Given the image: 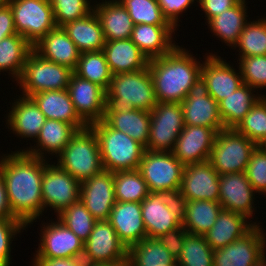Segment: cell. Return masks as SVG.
<instances>
[{"instance_id": "1", "label": "cell", "mask_w": 266, "mask_h": 266, "mask_svg": "<svg viewBox=\"0 0 266 266\" xmlns=\"http://www.w3.org/2000/svg\"><path fill=\"white\" fill-rule=\"evenodd\" d=\"M45 160L21 150L4 154L0 159L12 213L27 227L43 214L41 185Z\"/></svg>"}, {"instance_id": "2", "label": "cell", "mask_w": 266, "mask_h": 266, "mask_svg": "<svg viewBox=\"0 0 266 266\" xmlns=\"http://www.w3.org/2000/svg\"><path fill=\"white\" fill-rule=\"evenodd\" d=\"M196 59L187 49L176 45L166 55L149 60L157 102L181 103L187 97L201 76L203 64Z\"/></svg>"}, {"instance_id": "3", "label": "cell", "mask_w": 266, "mask_h": 266, "mask_svg": "<svg viewBox=\"0 0 266 266\" xmlns=\"http://www.w3.org/2000/svg\"><path fill=\"white\" fill-rule=\"evenodd\" d=\"M157 104L148 66L145 69L112 76L106 90L105 113H120L131 109L151 112Z\"/></svg>"}, {"instance_id": "4", "label": "cell", "mask_w": 266, "mask_h": 266, "mask_svg": "<svg viewBox=\"0 0 266 266\" xmlns=\"http://www.w3.org/2000/svg\"><path fill=\"white\" fill-rule=\"evenodd\" d=\"M97 135L103 169L137 170L145 147L127 134L114 130L104 120L90 125Z\"/></svg>"}, {"instance_id": "5", "label": "cell", "mask_w": 266, "mask_h": 266, "mask_svg": "<svg viewBox=\"0 0 266 266\" xmlns=\"http://www.w3.org/2000/svg\"><path fill=\"white\" fill-rule=\"evenodd\" d=\"M56 157L57 165L80 183L104 170L98 138L90 126L78 130Z\"/></svg>"}, {"instance_id": "6", "label": "cell", "mask_w": 266, "mask_h": 266, "mask_svg": "<svg viewBox=\"0 0 266 266\" xmlns=\"http://www.w3.org/2000/svg\"><path fill=\"white\" fill-rule=\"evenodd\" d=\"M73 73L72 69L43 58L33 49L16 83L22 95L30 97L38 92L68 89Z\"/></svg>"}, {"instance_id": "7", "label": "cell", "mask_w": 266, "mask_h": 266, "mask_svg": "<svg viewBox=\"0 0 266 266\" xmlns=\"http://www.w3.org/2000/svg\"><path fill=\"white\" fill-rule=\"evenodd\" d=\"M256 147L235 128H224L216 134L208 161L219 175L245 172Z\"/></svg>"}, {"instance_id": "8", "label": "cell", "mask_w": 266, "mask_h": 266, "mask_svg": "<svg viewBox=\"0 0 266 266\" xmlns=\"http://www.w3.org/2000/svg\"><path fill=\"white\" fill-rule=\"evenodd\" d=\"M8 4L17 34L32 46L57 27L50 0H9Z\"/></svg>"}, {"instance_id": "9", "label": "cell", "mask_w": 266, "mask_h": 266, "mask_svg": "<svg viewBox=\"0 0 266 266\" xmlns=\"http://www.w3.org/2000/svg\"><path fill=\"white\" fill-rule=\"evenodd\" d=\"M149 140L145 150L172 152L185 127L181 103L157 102L150 112Z\"/></svg>"}, {"instance_id": "10", "label": "cell", "mask_w": 266, "mask_h": 266, "mask_svg": "<svg viewBox=\"0 0 266 266\" xmlns=\"http://www.w3.org/2000/svg\"><path fill=\"white\" fill-rule=\"evenodd\" d=\"M151 193L180 189L184 165L172 152L144 151L137 169Z\"/></svg>"}, {"instance_id": "11", "label": "cell", "mask_w": 266, "mask_h": 266, "mask_svg": "<svg viewBox=\"0 0 266 266\" xmlns=\"http://www.w3.org/2000/svg\"><path fill=\"white\" fill-rule=\"evenodd\" d=\"M42 178L43 211L50 207L59 215L68 206L80 200L81 183L57 164H48Z\"/></svg>"}, {"instance_id": "12", "label": "cell", "mask_w": 266, "mask_h": 266, "mask_svg": "<svg viewBox=\"0 0 266 266\" xmlns=\"http://www.w3.org/2000/svg\"><path fill=\"white\" fill-rule=\"evenodd\" d=\"M185 125L205 126L217 132L224 129L219 105L209 95L206 82L200 76L190 88L187 97L181 102Z\"/></svg>"}, {"instance_id": "13", "label": "cell", "mask_w": 266, "mask_h": 266, "mask_svg": "<svg viewBox=\"0 0 266 266\" xmlns=\"http://www.w3.org/2000/svg\"><path fill=\"white\" fill-rule=\"evenodd\" d=\"M127 247L108 220L96 221L84 242L82 258L88 263H127Z\"/></svg>"}, {"instance_id": "14", "label": "cell", "mask_w": 266, "mask_h": 266, "mask_svg": "<svg viewBox=\"0 0 266 266\" xmlns=\"http://www.w3.org/2000/svg\"><path fill=\"white\" fill-rule=\"evenodd\" d=\"M260 223L247 234L213 253V266H252L265 253L266 238Z\"/></svg>"}, {"instance_id": "15", "label": "cell", "mask_w": 266, "mask_h": 266, "mask_svg": "<svg viewBox=\"0 0 266 266\" xmlns=\"http://www.w3.org/2000/svg\"><path fill=\"white\" fill-rule=\"evenodd\" d=\"M67 90L77 115L87 126L104 119L106 90L103 87L73 73Z\"/></svg>"}, {"instance_id": "16", "label": "cell", "mask_w": 266, "mask_h": 266, "mask_svg": "<svg viewBox=\"0 0 266 266\" xmlns=\"http://www.w3.org/2000/svg\"><path fill=\"white\" fill-rule=\"evenodd\" d=\"M40 231L35 258H76L84 253V242L58 219L45 223ZM42 238V239H41Z\"/></svg>"}, {"instance_id": "17", "label": "cell", "mask_w": 266, "mask_h": 266, "mask_svg": "<svg viewBox=\"0 0 266 266\" xmlns=\"http://www.w3.org/2000/svg\"><path fill=\"white\" fill-rule=\"evenodd\" d=\"M80 201L97 220H109L116 202L113 172L103 170L80 186Z\"/></svg>"}, {"instance_id": "18", "label": "cell", "mask_w": 266, "mask_h": 266, "mask_svg": "<svg viewBox=\"0 0 266 266\" xmlns=\"http://www.w3.org/2000/svg\"><path fill=\"white\" fill-rule=\"evenodd\" d=\"M180 191L187 201L219 202V174L209 161L185 165Z\"/></svg>"}, {"instance_id": "19", "label": "cell", "mask_w": 266, "mask_h": 266, "mask_svg": "<svg viewBox=\"0 0 266 266\" xmlns=\"http://www.w3.org/2000/svg\"><path fill=\"white\" fill-rule=\"evenodd\" d=\"M217 133L213 128L185 125L172 154L184 166L208 161Z\"/></svg>"}, {"instance_id": "20", "label": "cell", "mask_w": 266, "mask_h": 266, "mask_svg": "<svg viewBox=\"0 0 266 266\" xmlns=\"http://www.w3.org/2000/svg\"><path fill=\"white\" fill-rule=\"evenodd\" d=\"M255 193L245 172L219 175V203L222 209L243 214L249 219L255 210Z\"/></svg>"}, {"instance_id": "21", "label": "cell", "mask_w": 266, "mask_h": 266, "mask_svg": "<svg viewBox=\"0 0 266 266\" xmlns=\"http://www.w3.org/2000/svg\"><path fill=\"white\" fill-rule=\"evenodd\" d=\"M205 59L201 68V77L206 82L209 95L217 103L233 94L244 84L240 67L237 73L232 66L215 53H209Z\"/></svg>"}, {"instance_id": "22", "label": "cell", "mask_w": 266, "mask_h": 266, "mask_svg": "<svg viewBox=\"0 0 266 266\" xmlns=\"http://www.w3.org/2000/svg\"><path fill=\"white\" fill-rule=\"evenodd\" d=\"M127 249L147 238L141 203L116 201L108 220Z\"/></svg>"}, {"instance_id": "23", "label": "cell", "mask_w": 266, "mask_h": 266, "mask_svg": "<svg viewBox=\"0 0 266 266\" xmlns=\"http://www.w3.org/2000/svg\"><path fill=\"white\" fill-rule=\"evenodd\" d=\"M172 25L136 24L133 27L131 41L150 60L169 53L175 46Z\"/></svg>"}, {"instance_id": "24", "label": "cell", "mask_w": 266, "mask_h": 266, "mask_svg": "<svg viewBox=\"0 0 266 266\" xmlns=\"http://www.w3.org/2000/svg\"><path fill=\"white\" fill-rule=\"evenodd\" d=\"M46 119L71 124L77 131L87 125L77 115L67 89L38 92L30 96Z\"/></svg>"}, {"instance_id": "25", "label": "cell", "mask_w": 266, "mask_h": 266, "mask_svg": "<svg viewBox=\"0 0 266 266\" xmlns=\"http://www.w3.org/2000/svg\"><path fill=\"white\" fill-rule=\"evenodd\" d=\"M247 219L243 214L221 209L215 224L204 234L207 243L216 250L242 238L257 223H249Z\"/></svg>"}, {"instance_id": "26", "label": "cell", "mask_w": 266, "mask_h": 266, "mask_svg": "<svg viewBox=\"0 0 266 266\" xmlns=\"http://www.w3.org/2000/svg\"><path fill=\"white\" fill-rule=\"evenodd\" d=\"M33 49L51 62L67 66L73 71L77 67L80 52L62 27L48 32Z\"/></svg>"}, {"instance_id": "27", "label": "cell", "mask_w": 266, "mask_h": 266, "mask_svg": "<svg viewBox=\"0 0 266 266\" xmlns=\"http://www.w3.org/2000/svg\"><path fill=\"white\" fill-rule=\"evenodd\" d=\"M102 51L113 75L136 72L148 66L149 59L130 38L106 41Z\"/></svg>"}, {"instance_id": "28", "label": "cell", "mask_w": 266, "mask_h": 266, "mask_svg": "<svg viewBox=\"0 0 266 266\" xmlns=\"http://www.w3.org/2000/svg\"><path fill=\"white\" fill-rule=\"evenodd\" d=\"M14 101L7 116L8 129L18 137L34 138L33 140H35L45 123V115L30 97L19 96V99Z\"/></svg>"}, {"instance_id": "29", "label": "cell", "mask_w": 266, "mask_h": 266, "mask_svg": "<svg viewBox=\"0 0 266 266\" xmlns=\"http://www.w3.org/2000/svg\"><path fill=\"white\" fill-rule=\"evenodd\" d=\"M106 41L129 39L134 27L127 9L119 0H105L94 5Z\"/></svg>"}, {"instance_id": "30", "label": "cell", "mask_w": 266, "mask_h": 266, "mask_svg": "<svg viewBox=\"0 0 266 266\" xmlns=\"http://www.w3.org/2000/svg\"><path fill=\"white\" fill-rule=\"evenodd\" d=\"M141 211L148 238H157L183 224V220L169 211L155 193L150 192L141 202Z\"/></svg>"}, {"instance_id": "31", "label": "cell", "mask_w": 266, "mask_h": 266, "mask_svg": "<svg viewBox=\"0 0 266 266\" xmlns=\"http://www.w3.org/2000/svg\"><path fill=\"white\" fill-rule=\"evenodd\" d=\"M62 28L80 53L103 50L106 40L94 10L83 18L63 25Z\"/></svg>"}, {"instance_id": "32", "label": "cell", "mask_w": 266, "mask_h": 266, "mask_svg": "<svg viewBox=\"0 0 266 266\" xmlns=\"http://www.w3.org/2000/svg\"><path fill=\"white\" fill-rule=\"evenodd\" d=\"M76 132L77 130L71 124L59 120L46 119L36 138L37 147L22 149V151L41 159H44V155L48 152L51 155L54 153L59 155Z\"/></svg>"}, {"instance_id": "33", "label": "cell", "mask_w": 266, "mask_h": 266, "mask_svg": "<svg viewBox=\"0 0 266 266\" xmlns=\"http://www.w3.org/2000/svg\"><path fill=\"white\" fill-rule=\"evenodd\" d=\"M103 120L114 130L127 134L146 147L151 124L149 111L133 108L120 113H105Z\"/></svg>"}, {"instance_id": "34", "label": "cell", "mask_w": 266, "mask_h": 266, "mask_svg": "<svg viewBox=\"0 0 266 266\" xmlns=\"http://www.w3.org/2000/svg\"><path fill=\"white\" fill-rule=\"evenodd\" d=\"M245 3V0H241L236 6L207 21L210 31L224 41L227 46L235 47L239 35L247 24V4Z\"/></svg>"}, {"instance_id": "35", "label": "cell", "mask_w": 266, "mask_h": 266, "mask_svg": "<svg viewBox=\"0 0 266 266\" xmlns=\"http://www.w3.org/2000/svg\"><path fill=\"white\" fill-rule=\"evenodd\" d=\"M253 90L255 89L244 83L218 103L224 128H236L262 97L261 94H253Z\"/></svg>"}, {"instance_id": "36", "label": "cell", "mask_w": 266, "mask_h": 266, "mask_svg": "<svg viewBox=\"0 0 266 266\" xmlns=\"http://www.w3.org/2000/svg\"><path fill=\"white\" fill-rule=\"evenodd\" d=\"M127 266H177V261L157 238L147 237L128 248Z\"/></svg>"}, {"instance_id": "37", "label": "cell", "mask_w": 266, "mask_h": 266, "mask_svg": "<svg viewBox=\"0 0 266 266\" xmlns=\"http://www.w3.org/2000/svg\"><path fill=\"white\" fill-rule=\"evenodd\" d=\"M33 46L21 35L14 34L0 41V72L9 71L16 81L19 80L25 61Z\"/></svg>"}, {"instance_id": "38", "label": "cell", "mask_w": 266, "mask_h": 266, "mask_svg": "<svg viewBox=\"0 0 266 266\" xmlns=\"http://www.w3.org/2000/svg\"><path fill=\"white\" fill-rule=\"evenodd\" d=\"M222 206L211 200L187 201L182 226L191 234L204 235L215 224Z\"/></svg>"}, {"instance_id": "39", "label": "cell", "mask_w": 266, "mask_h": 266, "mask_svg": "<svg viewBox=\"0 0 266 266\" xmlns=\"http://www.w3.org/2000/svg\"><path fill=\"white\" fill-rule=\"evenodd\" d=\"M74 73L86 80L108 89L113 74L102 50L80 53Z\"/></svg>"}, {"instance_id": "40", "label": "cell", "mask_w": 266, "mask_h": 266, "mask_svg": "<svg viewBox=\"0 0 266 266\" xmlns=\"http://www.w3.org/2000/svg\"><path fill=\"white\" fill-rule=\"evenodd\" d=\"M115 200L141 203L150 193L138 170L113 172Z\"/></svg>"}, {"instance_id": "41", "label": "cell", "mask_w": 266, "mask_h": 266, "mask_svg": "<svg viewBox=\"0 0 266 266\" xmlns=\"http://www.w3.org/2000/svg\"><path fill=\"white\" fill-rule=\"evenodd\" d=\"M213 253L204 235L187 233L177 266H213Z\"/></svg>"}, {"instance_id": "42", "label": "cell", "mask_w": 266, "mask_h": 266, "mask_svg": "<svg viewBox=\"0 0 266 266\" xmlns=\"http://www.w3.org/2000/svg\"><path fill=\"white\" fill-rule=\"evenodd\" d=\"M240 58L258 55H266V18L257 21H249L239 35L237 44Z\"/></svg>"}, {"instance_id": "43", "label": "cell", "mask_w": 266, "mask_h": 266, "mask_svg": "<svg viewBox=\"0 0 266 266\" xmlns=\"http://www.w3.org/2000/svg\"><path fill=\"white\" fill-rule=\"evenodd\" d=\"M57 218L83 242L89 238L97 221L80 200L68 206Z\"/></svg>"}, {"instance_id": "44", "label": "cell", "mask_w": 266, "mask_h": 266, "mask_svg": "<svg viewBox=\"0 0 266 266\" xmlns=\"http://www.w3.org/2000/svg\"><path fill=\"white\" fill-rule=\"evenodd\" d=\"M235 129L257 145H261L266 140L265 95L255 103Z\"/></svg>"}, {"instance_id": "45", "label": "cell", "mask_w": 266, "mask_h": 266, "mask_svg": "<svg viewBox=\"0 0 266 266\" xmlns=\"http://www.w3.org/2000/svg\"><path fill=\"white\" fill-rule=\"evenodd\" d=\"M127 9L133 24L171 25L157 0H119Z\"/></svg>"}, {"instance_id": "46", "label": "cell", "mask_w": 266, "mask_h": 266, "mask_svg": "<svg viewBox=\"0 0 266 266\" xmlns=\"http://www.w3.org/2000/svg\"><path fill=\"white\" fill-rule=\"evenodd\" d=\"M50 4L57 27L83 18L94 10L89 0H50Z\"/></svg>"}, {"instance_id": "47", "label": "cell", "mask_w": 266, "mask_h": 266, "mask_svg": "<svg viewBox=\"0 0 266 266\" xmlns=\"http://www.w3.org/2000/svg\"><path fill=\"white\" fill-rule=\"evenodd\" d=\"M239 61L243 82L254 89H266V55L242 57Z\"/></svg>"}, {"instance_id": "48", "label": "cell", "mask_w": 266, "mask_h": 266, "mask_svg": "<svg viewBox=\"0 0 266 266\" xmlns=\"http://www.w3.org/2000/svg\"><path fill=\"white\" fill-rule=\"evenodd\" d=\"M245 174L255 192L266 194V148L257 145L251 154Z\"/></svg>"}, {"instance_id": "49", "label": "cell", "mask_w": 266, "mask_h": 266, "mask_svg": "<svg viewBox=\"0 0 266 266\" xmlns=\"http://www.w3.org/2000/svg\"><path fill=\"white\" fill-rule=\"evenodd\" d=\"M27 226L17 218H0V266H10L11 243Z\"/></svg>"}, {"instance_id": "50", "label": "cell", "mask_w": 266, "mask_h": 266, "mask_svg": "<svg viewBox=\"0 0 266 266\" xmlns=\"http://www.w3.org/2000/svg\"><path fill=\"white\" fill-rule=\"evenodd\" d=\"M188 232L183 226L179 228L161 234L157 237V240L164 245V247L169 251V253L176 259L180 257L183 248V243Z\"/></svg>"}, {"instance_id": "51", "label": "cell", "mask_w": 266, "mask_h": 266, "mask_svg": "<svg viewBox=\"0 0 266 266\" xmlns=\"http://www.w3.org/2000/svg\"><path fill=\"white\" fill-rule=\"evenodd\" d=\"M160 8L162 9L164 17L176 29L178 26L179 15L185 12L190 4L197 0H157ZM179 17V18H178Z\"/></svg>"}, {"instance_id": "52", "label": "cell", "mask_w": 266, "mask_h": 266, "mask_svg": "<svg viewBox=\"0 0 266 266\" xmlns=\"http://www.w3.org/2000/svg\"><path fill=\"white\" fill-rule=\"evenodd\" d=\"M168 210L176 213L182 220L185 216L187 199L182 195L180 189L164 190L155 193Z\"/></svg>"}, {"instance_id": "53", "label": "cell", "mask_w": 266, "mask_h": 266, "mask_svg": "<svg viewBox=\"0 0 266 266\" xmlns=\"http://www.w3.org/2000/svg\"><path fill=\"white\" fill-rule=\"evenodd\" d=\"M241 0H197L200 4V9L205 12L206 20L220 15L229 8L236 6Z\"/></svg>"}, {"instance_id": "54", "label": "cell", "mask_w": 266, "mask_h": 266, "mask_svg": "<svg viewBox=\"0 0 266 266\" xmlns=\"http://www.w3.org/2000/svg\"><path fill=\"white\" fill-rule=\"evenodd\" d=\"M17 34L13 13L9 6L6 4L0 7V41L6 37Z\"/></svg>"}, {"instance_id": "55", "label": "cell", "mask_w": 266, "mask_h": 266, "mask_svg": "<svg viewBox=\"0 0 266 266\" xmlns=\"http://www.w3.org/2000/svg\"><path fill=\"white\" fill-rule=\"evenodd\" d=\"M82 257L76 258H33L32 266H85Z\"/></svg>"}, {"instance_id": "56", "label": "cell", "mask_w": 266, "mask_h": 266, "mask_svg": "<svg viewBox=\"0 0 266 266\" xmlns=\"http://www.w3.org/2000/svg\"><path fill=\"white\" fill-rule=\"evenodd\" d=\"M0 218H16L11 210L6 185L0 171Z\"/></svg>"}, {"instance_id": "57", "label": "cell", "mask_w": 266, "mask_h": 266, "mask_svg": "<svg viewBox=\"0 0 266 266\" xmlns=\"http://www.w3.org/2000/svg\"><path fill=\"white\" fill-rule=\"evenodd\" d=\"M85 266H127V263H102V262H97V263H85Z\"/></svg>"}, {"instance_id": "58", "label": "cell", "mask_w": 266, "mask_h": 266, "mask_svg": "<svg viewBox=\"0 0 266 266\" xmlns=\"http://www.w3.org/2000/svg\"><path fill=\"white\" fill-rule=\"evenodd\" d=\"M252 266H266L265 255L261 259H259L255 264H253Z\"/></svg>"}, {"instance_id": "59", "label": "cell", "mask_w": 266, "mask_h": 266, "mask_svg": "<svg viewBox=\"0 0 266 266\" xmlns=\"http://www.w3.org/2000/svg\"><path fill=\"white\" fill-rule=\"evenodd\" d=\"M9 3V0H0V7Z\"/></svg>"}, {"instance_id": "60", "label": "cell", "mask_w": 266, "mask_h": 266, "mask_svg": "<svg viewBox=\"0 0 266 266\" xmlns=\"http://www.w3.org/2000/svg\"><path fill=\"white\" fill-rule=\"evenodd\" d=\"M263 148H266V140L261 144Z\"/></svg>"}]
</instances>
